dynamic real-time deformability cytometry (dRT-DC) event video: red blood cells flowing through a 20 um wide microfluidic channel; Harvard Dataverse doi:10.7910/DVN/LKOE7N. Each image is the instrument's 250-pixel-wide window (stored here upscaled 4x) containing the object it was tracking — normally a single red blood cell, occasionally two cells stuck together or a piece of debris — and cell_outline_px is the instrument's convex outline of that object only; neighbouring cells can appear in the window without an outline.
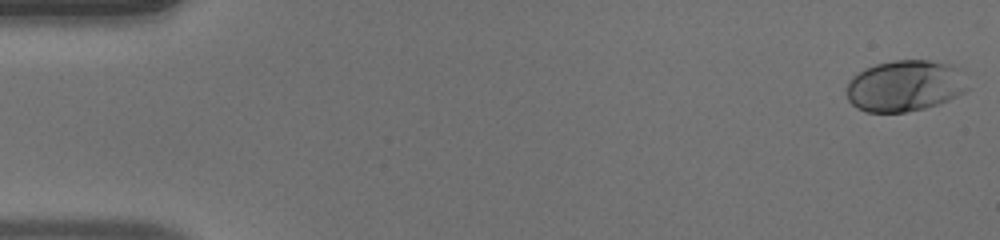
{"species": "human", "species_latin": "Homo sapiens", "temperature_condition": "warm", "stored_images_in_passage": 51, "camera_frame_rate_fps": 3000, "um_per_image_px": 0.085, "donor": {"sex": "male"}, "frame": {"image": 1, "passage_image": 1, "time_ms": 0.0, "image_size_px": [1000, 240], "cell_outline_px": [[968, 88], [964, 92], [948, 100], [924, 108], [904, 112], [868, 112], [856, 108], [848, 100], [848, 80], [852, 76], [864, 68], [876, 64], [896, 60], [928, 60], [948, 64], [952, 68]], "centroid_in_image_um": [76.81, 7.31], "position_along_channel_um": 8.2, "area_um2": 35.37}}
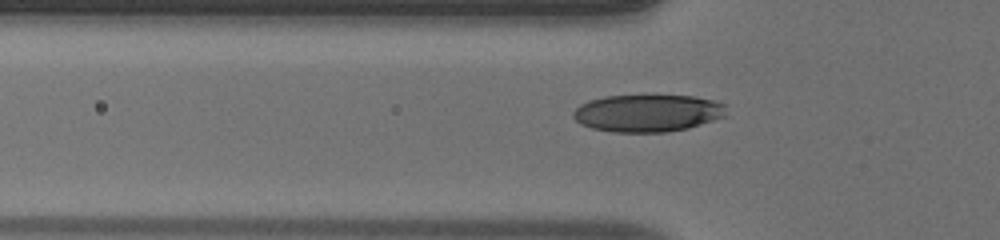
{"frame": {"image": 2, "passage_image": 17, "time_ms": 5.333, "image_size_px": [1000, 240], "cell_outline_px": [[728, 116], [688, 128], [668, 132], [612, 132], [592, 128], [580, 124], [572, 116], [572, 112], [580, 104], [588, 100], [604, 96], [696, 96], [728, 104]], "centroid_in_image_um": [55.09, 9.61], "position_along_channel_um": 70.7, "area_um2": 33.7}}
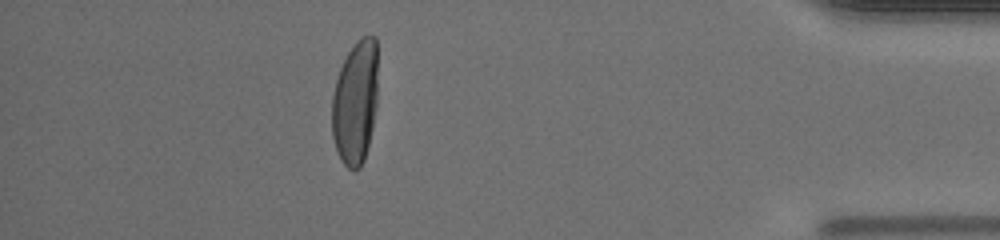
{"frame": {"image": 3, "passage_image": 45, "time_ms": 14.667, "image_size_px": [1000, 240], "cell_outline_px": [[376, 108], [372, 128], [364, 160], [360, 168], [356, 172], [348, 168], [340, 160], [332, 136], [332, 96], [336, 80], [340, 68], [348, 52], [356, 40], [364, 36], [376, 36]], "centroid_in_image_um": [30.19, 8.73], "position_along_channel_um": 405.0, "area_um2": 33.12}, "authors_computed_cell_mechanics": {"area_um2": 34.2754, "velocity_mm_per_s": 4.0576, "shape_relaxation_time_tau1_ms": 3.2737, "shape_relaxation_time_tau2_ms": null, "deformation_change_tau1": 0.1864, "deformation_change_tau2": null}}